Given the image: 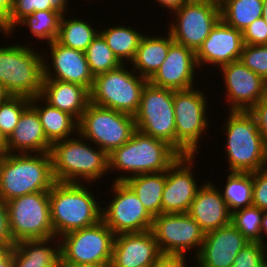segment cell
Listing matches in <instances>:
<instances>
[{"label":"cell","instance_id":"8992f818","mask_svg":"<svg viewBox=\"0 0 267 267\" xmlns=\"http://www.w3.org/2000/svg\"><path fill=\"white\" fill-rule=\"evenodd\" d=\"M0 46V84L12 96H40L43 79V55L27 44Z\"/></svg>","mask_w":267,"mask_h":267},{"label":"cell","instance_id":"d6986e66","mask_svg":"<svg viewBox=\"0 0 267 267\" xmlns=\"http://www.w3.org/2000/svg\"><path fill=\"white\" fill-rule=\"evenodd\" d=\"M244 47L242 31L231 27L220 19L213 27L196 54L198 68L222 66L240 59Z\"/></svg>","mask_w":267,"mask_h":267},{"label":"cell","instance_id":"4fadbf2b","mask_svg":"<svg viewBox=\"0 0 267 267\" xmlns=\"http://www.w3.org/2000/svg\"><path fill=\"white\" fill-rule=\"evenodd\" d=\"M115 234L101 220L60 237L61 263H111Z\"/></svg>","mask_w":267,"mask_h":267},{"label":"cell","instance_id":"d590c367","mask_svg":"<svg viewBox=\"0 0 267 267\" xmlns=\"http://www.w3.org/2000/svg\"><path fill=\"white\" fill-rule=\"evenodd\" d=\"M85 55L90 72L94 77L116 69L122 64L100 34L92 40L85 51Z\"/></svg>","mask_w":267,"mask_h":267},{"label":"cell","instance_id":"52a82bcc","mask_svg":"<svg viewBox=\"0 0 267 267\" xmlns=\"http://www.w3.org/2000/svg\"><path fill=\"white\" fill-rule=\"evenodd\" d=\"M121 64L116 69L94 77L90 102L105 108L135 116L141 100L146 78ZM136 74V75H135Z\"/></svg>","mask_w":267,"mask_h":267},{"label":"cell","instance_id":"7402d4cb","mask_svg":"<svg viewBox=\"0 0 267 267\" xmlns=\"http://www.w3.org/2000/svg\"><path fill=\"white\" fill-rule=\"evenodd\" d=\"M161 252L151 230L115 235L110 267H152Z\"/></svg>","mask_w":267,"mask_h":267},{"label":"cell","instance_id":"ab89813d","mask_svg":"<svg viewBox=\"0 0 267 267\" xmlns=\"http://www.w3.org/2000/svg\"><path fill=\"white\" fill-rule=\"evenodd\" d=\"M239 61L267 82V45H244Z\"/></svg>","mask_w":267,"mask_h":267},{"label":"cell","instance_id":"e575fe53","mask_svg":"<svg viewBox=\"0 0 267 267\" xmlns=\"http://www.w3.org/2000/svg\"><path fill=\"white\" fill-rule=\"evenodd\" d=\"M62 14L54 10L37 11L22 18L16 26H28L32 36L36 39L46 40L45 43L55 41L59 34Z\"/></svg>","mask_w":267,"mask_h":267},{"label":"cell","instance_id":"7c38bea8","mask_svg":"<svg viewBox=\"0 0 267 267\" xmlns=\"http://www.w3.org/2000/svg\"><path fill=\"white\" fill-rule=\"evenodd\" d=\"M171 14L176 17L168 27L172 39L195 53L221 19L219 0H187Z\"/></svg>","mask_w":267,"mask_h":267},{"label":"cell","instance_id":"1f68e13d","mask_svg":"<svg viewBox=\"0 0 267 267\" xmlns=\"http://www.w3.org/2000/svg\"><path fill=\"white\" fill-rule=\"evenodd\" d=\"M99 30L92 27L90 22L74 17L66 19L62 15L59 34L56 41L68 48L85 52Z\"/></svg>","mask_w":267,"mask_h":267},{"label":"cell","instance_id":"681fc988","mask_svg":"<svg viewBox=\"0 0 267 267\" xmlns=\"http://www.w3.org/2000/svg\"><path fill=\"white\" fill-rule=\"evenodd\" d=\"M267 235V210H263L262 220H261V243L265 244V235Z\"/></svg>","mask_w":267,"mask_h":267},{"label":"cell","instance_id":"2e32d148","mask_svg":"<svg viewBox=\"0 0 267 267\" xmlns=\"http://www.w3.org/2000/svg\"><path fill=\"white\" fill-rule=\"evenodd\" d=\"M219 68L229 111H250L267 94V82L239 60Z\"/></svg>","mask_w":267,"mask_h":267},{"label":"cell","instance_id":"8d00e7d4","mask_svg":"<svg viewBox=\"0 0 267 267\" xmlns=\"http://www.w3.org/2000/svg\"><path fill=\"white\" fill-rule=\"evenodd\" d=\"M263 210L248 206L232 213L231 223L250 242H261V220Z\"/></svg>","mask_w":267,"mask_h":267},{"label":"cell","instance_id":"e0dca14e","mask_svg":"<svg viewBox=\"0 0 267 267\" xmlns=\"http://www.w3.org/2000/svg\"><path fill=\"white\" fill-rule=\"evenodd\" d=\"M194 157L181 155L167 170L162 194V213H188L201 187L194 178ZM193 168V169H192Z\"/></svg>","mask_w":267,"mask_h":267},{"label":"cell","instance_id":"f546056e","mask_svg":"<svg viewBox=\"0 0 267 267\" xmlns=\"http://www.w3.org/2000/svg\"><path fill=\"white\" fill-rule=\"evenodd\" d=\"M134 29L130 26L116 25L99 31V34L122 64L125 62L130 64L134 60L143 36L142 33Z\"/></svg>","mask_w":267,"mask_h":267},{"label":"cell","instance_id":"db71d44e","mask_svg":"<svg viewBox=\"0 0 267 267\" xmlns=\"http://www.w3.org/2000/svg\"><path fill=\"white\" fill-rule=\"evenodd\" d=\"M7 139L0 131V152L5 153L6 150Z\"/></svg>","mask_w":267,"mask_h":267},{"label":"cell","instance_id":"bcb514c9","mask_svg":"<svg viewBox=\"0 0 267 267\" xmlns=\"http://www.w3.org/2000/svg\"><path fill=\"white\" fill-rule=\"evenodd\" d=\"M13 6V0H0V26L8 19Z\"/></svg>","mask_w":267,"mask_h":267},{"label":"cell","instance_id":"f907efd6","mask_svg":"<svg viewBox=\"0 0 267 267\" xmlns=\"http://www.w3.org/2000/svg\"><path fill=\"white\" fill-rule=\"evenodd\" d=\"M14 245H5L0 243V261H2L11 251Z\"/></svg>","mask_w":267,"mask_h":267},{"label":"cell","instance_id":"5bb4252c","mask_svg":"<svg viewBox=\"0 0 267 267\" xmlns=\"http://www.w3.org/2000/svg\"><path fill=\"white\" fill-rule=\"evenodd\" d=\"M151 231L161 254L186 256L187 250L196 247L197 256L205 237V232L188 213H161L153 217Z\"/></svg>","mask_w":267,"mask_h":267},{"label":"cell","instance_id":"4dcf8cb0","mask_svg":"<svg viewBox=\"0 0 267 267\" xmlns=\"http://www.w3.org/2000/svg\"><path fill=\"white\" fill-rule=\"evenodd\" d=\"M219 3L221 19L242 32L262 17L263 0H219Z\"/></svg>","mask_w":267,"mask_h":267},{"label":"cell","instance_id":"484cf974","mask_svg":"<svg viewBox=\"0 0 267 267\" xmlns=\"http://www.w3.org/2000/svg\"><path fill=\"white\" fill-rule=\"evenodd\" d=\"M58 239L52 237L17 242L12 248L14 267H60V240Z\"/></svg>","mask_w":267,"mask_h":267},{"label":"cell","instance_id":"11a10c76","mask_svg":"<svg viewBox=\"0 0 267 267\" xmlns=\"http://www.w3.org/2000/svg\"><path fill=\"white\" fill-rule=\"evenodd\" d=\"M262 18L267 24V0H263V10H262Z\"/></svg>","mask_w":267,"mask_h":267},{"label":"cell","instance_id":"c3c4849f","mask_svg":"<svg viewBox=\"0 0 267 267\" xmlns=\"http://www.w3.org/2000/svg\"><path fill=\"white\" fill-rule=\"evenodd\" d=\"M60 267H110V263H102V264L60 263Z\"/></svg>","mask_w":267,"mask_h":267},{"label":"cell","instance_id":"ee69618b","mask_svg":"<svg viewBox=\"0 0 267 267\" xmlns=\"http://www.w3.org/2000/svg\"><path fill=\"white\" fill-rule=\"evenodd\" d=\"M0 243L15 245L9 225V214L6 202L0 197Z\"/></svg>","mask_w":267,"mask_h":267},{"label":"cell","instance_id":"f6af8a7d","mask_svg":"<svg viewBox=\"0 0 267 267\" xmlns=\"http://www.w3.org/2000/svg\"><path fill=\"white\" fill-rule=\"evenodd\" d=\"M185 255L161 254L152 267H187Z\"/></svg>","mask_w":267,"mask_h":267},{"label":"cell","instance_id":"277c9868","mask_svg":"<svg viewBox=\"0 0 267 267\" xmlns=\"http://www.w3.org/2000/svg\"><path fill=\"white\" fill-rule=\"evenodd\" d=\"M87 142L88 140L82 139L78 133L77 138L71 137L52 144L50 155L52 173L56 182L85 183L87 181L92 184L108 173V154L99 147H91Z\"/></svg>","mask_w":267,"mask_h":267},{"label":"cell","instance_id":"83f0119b","mask_svg":"<svg viewBox=\"0 0 267 267\" xmlns=\"http://www.w3.org/2000/svg\"><path fill=\"white\" fill-rule=\"evenodd\" d=\"M40 96L30 100V105L37 111L44 134L47 140L53 144L57 141L69 139L73 134H78V120L71 114L61 111L56 107L43 103Z\"/></svg>","mask_w":267,"mask_h":267},{"label":"cell","instance_id":"836d02e7","mask_svg":"<svg viewBox=\"0 0 267 267\" xmlns=\"http://www.w3.org/2000/svg\"><path fill=\"white\" fill-rule=\"evenodd\" d=\"M221 196L231 213L252 205V173L230 172Z\"/></svg>","mask_w":267,"mask_h":267},{"label":"cell","instance_id":"d6a6232c","mask_svg":"<svg viewBox=\"0 0 267 267\" xmlns=\"http://www.w3.org/2000/svg\"><path fill=\"white\" fill-rule=\"evenodd\" d=\"M69 0H13L12 11L8 19L0 26V32L11 36L16 24L25 16L37 11L54 10L65 16L68 15ZM11 33V35H10Z\"/></svg>","mask_w":267,"mask_h":267},{"label":"cell","instance_id":"ffe728a7","mask_svg":"<svg viewBox=\"0 0 267 267\" xmlns=\"http://www.w3.org/2000/svg\"><path fill=\"white\" fill-rule=\"evenodd\" d=\"M248 241L230 223L227 226L205 233L204 241L196 258L198 267H230L238 252Z\"/></svg>","mask_w":267,"mask_h":267},{"label":"cell","instance_id":"4316f807","mask_svg":"<svg viewBox=\"0 0 267 267\" xmlns=\"http://www.w3.org/2000/svg\"><path fill=\"white\" fill-rule=\"evenodd\" d=\"M166 35V37H164ZM163 37L148 36L143 34L134 60L131 62L133 71L149 80L165 61L170 46L174 43L171 34L168 32Z\"/></svg>","mask_w":267,"mask_h":267},{"label":"cell","instance_id":"7bdbcfd3","mask_svg":"<svg viewBox=\"0 0 267 267\" xmlns=\"http://www.w3.org/2000/svg\"><path fill=\"white\" fill-rule=\"evenodd\" d=\"M249 112L254 116L257 127L267 145V94Z\"/></svg>","mask_w":267,"mask_h":267},{"label":"cell","instance_id":"f1b7e54d","mask_svg":"<svg viewBox=\"0 0 267 267\" xmlns=\"http://www.w3.org/2000/svg\"><path fill=\"white\" fill-rule=\"evenodd\" d=\"M125 182L133 189L152 217L162 213L166 171L135 175L126 179Z\"/></svg>","mask_w":267,"mask_h":267},{"label":"cell","instance_id":"ac0fdd59","mask_svg":"<svg viewBox=\"0 0 267 267\" xmlns=\"http://www.w3.org/2000/svg\"><path fill=\"white\" fill-rule=\"evenodd\" d=\"M51 53L50 61H46L43 56V80H60L79 84L91 91L94 76L90 72L89 64L86 59L85 52L65 47L56 40L48 43ZM49 63V64H48ZM51 69L53 70L51 72Z\"/></svg>","mask_w":267,"mask_h":267},{"label":"cell","instance_id":"30bf717a","mask_svg":"<svg viewBox=\"0 0 267 267\" xmlns=\"http://www.w3.org/2000/svg\"><path fill=\"white\" fill-rule=\"evenodd\" d=\"M14 241L55 237L51 223L49 191H40L6 202Z\"/></svg>","mask_w":267,"mask_h":267},{"label":"cell","instance_id":"44dd1931","mask_svg":"<svg viewBox=\"0 0 267 267\" xmlns=\"http://www.w3.org/2000/svg\"><path fill=\"white\" fill-rule=\"evenodd\" d=\"M196 54L184 45L174 42L168 51L167 57L156 73L148 82L156 87L172 90H185L194 85Z\"/></svg>","mask_w":267,"mask_h":267},{"label":"cell","instance_id":"cb8c5ba5","mask_svg":"<svg viewBox=\"0 0 267 267\" xmlns=\"http://www.w3.org/2000/svg\"><path fill=\"white\" fill-rule=\"evenodd\" d=\"M51 146L44 134L37 111L29 105L7 138L5 153H50Z\"/></svg>","mask_w":267,"mask_h":267},{"label":"cell","instance_id":"8fae6325","mask_svg":"<svg viewBox=\"0 0 267 267\" xmlns=\"http://www.w3.org/2000/svg\"><path fill=\"white\" fill-rule=\"evenodd\" d=\"M173 95L174 90L156 87L148 82L134 118L137 131L164 140L176 149Z\"/></svg>","mask_w":267,"mask_h":267},{"label":"cell","instance_id":"603a6c76","mask_svg":"<svg viewBox=\"0 0 267 267\" xmlns=\"http://www.w3.org/2000/svg\"><path fill=\"white\" fill-rule=\"evenodd\" d=\"M200 185L188 214L205 233L229 225L232 213L221 196V190L211 180Z\"/></svg>","mask_w":267,"mask_h":267},{"label":"cell","instance_id":"d4e9b609","mask_svg":"<svg viewBox=\"0 0 267 267\" xmlns=\"http://www.w3.org/2000/svg\"><path fill=\"white\" fill-rule=\"evenodd\" d=\"M40 97L43 102L71 114L78 121L90 103L88 89L60 80H43Z\"/></svg>","mask_w":267,"mask_h":267},{"label":"cell","instance_id":"9a60e30c","mask_svg":"<svg viewBox=\"0 0 267 267\" xmlns=\"http://www.w3.org/2000/svg\"><path fill=\"white\" fill-rule=\"evenodd\" d=\"M113 199L102 208V221L115 235L151 230L153 217L144 208L133 189L125 182L113 180Z\"/></svg>","mask_w":267,"mask_h":267},{"label":"cell","instance_id":"f5cc1de1","mask_svg":"<svg viewBox=\"0 0 267 267\" xmlns=\"http://www.w3.org/2000/svg\"><path fill=\"white\" fill-rule=\"evenodd\" d=\"M0 267H14L12 251L0 261Z\"/></svg>","mask_w":267,"mask_h":267},{"label":"cell","instance_id":"3957f363","mask_svg":"<svg viewBox=\"0 0 267 267\" xmlns=\"http://www.w3.org/2000/svg\"><path fill=\"white\" fill-rule=\"evenodd\" d=\"M55 182L50 153H3L0 158V197L5 202L49 191Z\"/></svg>","mask_w":267,"mask_h":267},{"label":"cell","instance_id":"9c48e42d","mask_svg":"<svg viewBox=\"0 0 267 267\" xmlns=\"http://www.w3.org/2000/svg\"><path fill=\"white\" fill-rule=\"evenodd\" d=\"M202 91L203 89L199 90L193 87L185 90H174L176 150L181 155L198 153L199 140L209 128L206 117L209 106H207V97Z\"/></svg>","mask_w":267,"mask_h":267},{"label":"cell","instance_id":"6da1fadb","mask_svg":"<svg viewBox=\"0 0 267 267\" xmlns=\"http://www.w3.org/2000/svg\"><path fill=\"white\" fill-rule=\"evenodd\" d=\"M180 156L166 141L136 130L129 141L108 154V168L109 172L128 173L115 177V182L125 181L139 174L166 171Z\"/></svg>","mask_w":267,"mask_h":267},{"label":"cell","instance_id":"7dc6e473","mask_svg":"<svg viewBox=\"0 0 267 267\" xmlns=\"http://www.w3.org/2000/svg\"><path fill=\"white\" fill-rule=\"evenodd\" d=\"M155 3L157 1L160 6L167 8L171 12L179 9L187 0H154Z\"/></svg>","mask_w":267,"mask_h":267},{"label":"cell","instance_id":"f35d334b","mask_svg":"<svg viewBox=\"0 0 267 267\" xmlns=\"http://www.w3.org/2000/svg\"><path fill=\"white\" fill-rule=\"evenodd\" d=\"M266 253V244L249 242L238 252L230 267H267Z\"/></svg>","mask_w":267,"mask_h":267},{"label":"cell","instance_id":"74e56055","mask_svg":"<svg viewBox=\"0 0 267 267\" xmlns=\"http://www.w3.org/2000/svg\"><path fill=\"white\" fill-rule=\"evenodd\" d=\"M30 98L12 96L0 104V131L7 139L19 121L23 111L30 105Z\"/></svg>","mask_w":267,"mask_h":267},{"label":"cell","instance_id":"7a4b0ae2","mask_svg":"<svg viewBox=\"0 0 267 267\" xmlns=\"http://www.w3.org/2000/svg\"><path fill=\"white\" fill-rule=\"evenodd\" d=\"M84 183L55 182L49 190L51 223L57 238L102 220V206ZM91 191V192H90Z\"/></svg>","mask_w":267,"mask_h":267},{"label":"cell","instance_id":"60d3db41","mask_svg":"<svg viewBox=\"0 0 267 267\" xmlns=\"http://www.w3.org/2000/svg\"><path fill=\"white\" fill-rule=\"evenodd\" d=\"M252 205L267 210V167L252 173Z\"/></svg>","mask_w":267,"mask_h":267},{"label":"cell","instance_id":"5b68a950","mask_svg":"<svg viewBox=\"0 0 267 267\" xmlns=\"http://www.w3.org/2000/svg\"><path fill=\"white\" fill-rule=\"evenodd\" d=\"M225 132L230 172L253 173L267 167V145L249 111H229ZM227 133V134H226Z\"/></svg>","mask_w":267,"mask_h":267},{"label":"cell","instance_id":"ba28073f","mask_svg":"<svg viewBox=\"0 0 267 267\" xmlns=\"http://www.w3.org/2000/svg\"><path fill=\"white\" fill-rule=\"evenodd\" d=\"M136 131L132 115L89 103L78 122V133L109 154Z\"/></svg>","mask_w":267,"mask_h":267},{"label":"cell","instance_id":"816d5d0a","mask_svg":"<svg viewBox=\"0 0 267 267\" xmlns=\"http://www.w3.org/2000/svg\"><path fill=\"white\" fill-rule=\"evenodd\" d=\"M10 97H12V95L2 84H0V104L6 102Z\"/></svg>","mask_w":267,"mask_h":267},{"label":"cell","instance_id":"b9f144b4","mask_svg":"<svg viewBox=\"0 0 267 267\" xmlns=\"http://www.w3.org/2000/svg\"><path fill=\"white\" fill-rule=\"evenodd\" d=\"M242 35L244 45H267V24L262 17L256 19Z\"/></svg>","mask_w":267,"mask_h":267}]
</instances>
